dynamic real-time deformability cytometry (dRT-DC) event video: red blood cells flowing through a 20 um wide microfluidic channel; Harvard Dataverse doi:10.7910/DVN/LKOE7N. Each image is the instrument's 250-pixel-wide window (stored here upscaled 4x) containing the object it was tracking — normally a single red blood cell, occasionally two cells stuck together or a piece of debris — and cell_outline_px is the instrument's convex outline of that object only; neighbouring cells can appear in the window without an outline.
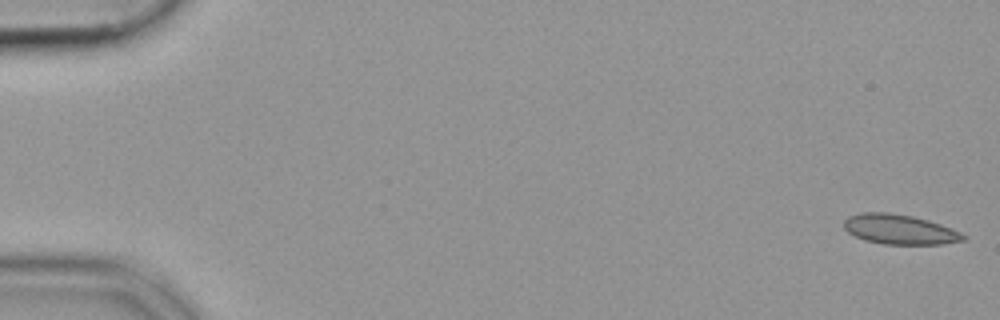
{"species": "common noctule bat (a hibernating species)", "species_latin": "Nyctalus noctula", "temperature_condition": "cold", "stored_images_in_passage": 53, "camera_frame_rate_fps": 3000, "um_per_image_px": 0.085, "animal": {"sex": "female", "body_mass_g": 19.9}, "frame": {"image": 1, "passage_image": 1, "time_ms": 0.0, "image_size_px": [1000, 320], "cell_outline_px": [[968, 240], [944, 244], [884, 244], [864, 240], [848, 232], [844, 228], [844, 220], [848, 216], [860, 212], [888, 212], [912, 216], [928, 220], [940, 224], [960, 232], [968, 236]], "centroid_in_image_um": [76.49, 19.5], "position_along_channel_um": 8.5, "area_um2": 20.87}}
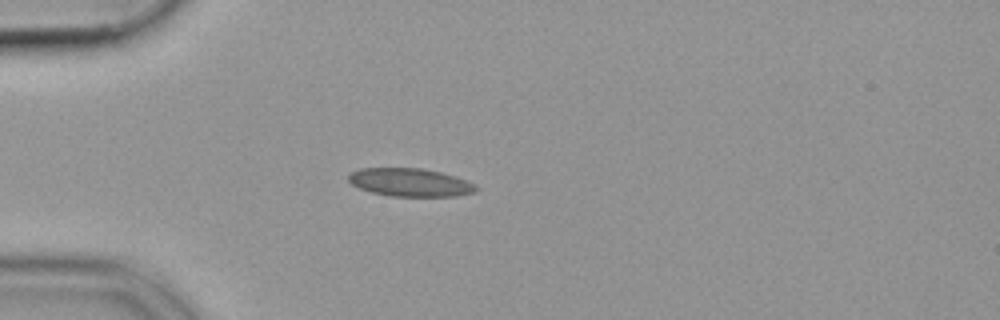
{"frame": {"image": 2, "passage_image": 15, "time_ms": 4.667, "image_size_px": [1000, 320], "cell_outline_px": [[480, 188], [476, 192], [456, 196], [392, 196], [372, 192], [360, 188], [352, 184], [348, 180], [348, 176], [352, 172], [360, 168], [420, 168], [440, 172], [456, 176], [476, 184]], "centroid_in_image_um": [34.91, 15.5], "position_along_channel_um": 50.1, "area_um2": 20.92}}
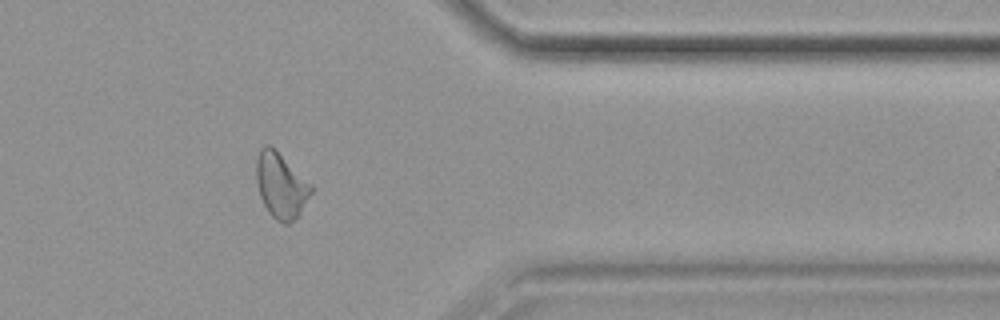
{"frame": {"image": 3, "passage_image": 44, "time_ms": 14.333, "image_size_px": [1000, 320], "cell_outline_px": [[312, 192], [300, 216], [288, 224], [284, 224], [276, 220], [268, 212], [260, 196], [256, 180], [256, 156], [260, 148], [264, 144], [268, 144], [312, 184]], "centroid_in_image_um": [23.88, 15.8], "position_along_channel_um": 387.5, "area_um2": 20.87}}